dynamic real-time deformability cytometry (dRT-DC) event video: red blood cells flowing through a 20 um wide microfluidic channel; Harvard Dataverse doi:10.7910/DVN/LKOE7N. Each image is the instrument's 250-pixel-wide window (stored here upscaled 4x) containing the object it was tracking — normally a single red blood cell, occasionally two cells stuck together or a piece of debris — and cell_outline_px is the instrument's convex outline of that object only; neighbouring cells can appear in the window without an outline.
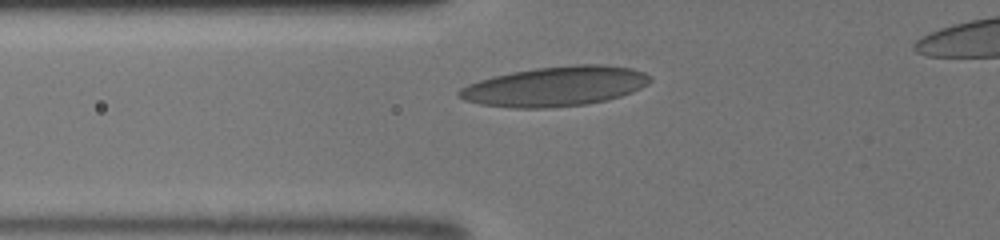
{"species": "human", "species_latin": "Homo sapiens", "temperature_condition": "room temperature", "stored_images_in_passage": 28, "camera_frame_rate_fps": 3000, "um_per_image_px": 0.085, "donor": {"sex": "male"}, "frame": {"image": 1, "passage_image": 2, "time_ms": 0.333, "image_size_px": [1000, 240], "cell_outline_px": [[652, 80], [648, 84], [632, 92], [608, 100], [588, 104], [552, 108], [512, 108], [480, 104], [464, 100], [456, 96], [456, 92], [460, 88], [468, 84], [480, 80], [512, 72], [536, 68], [572, 64], [604, 64], [632, 68], [644, 72], [652, 76]], "centroid_in_image_um": [47.21, 7.34], "position_along_channel_um": 78.6, "area_um2": 44.62}}
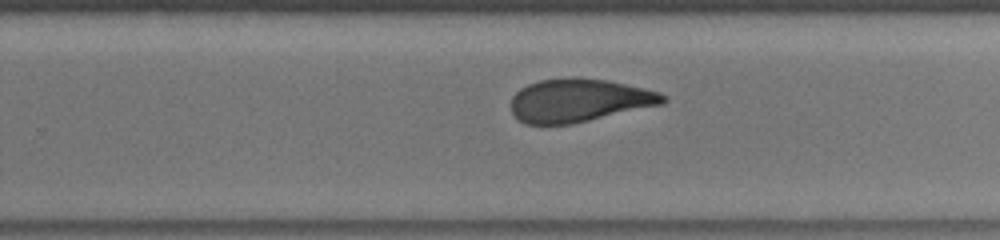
{"frame": {"image": 2, "passage_image": 15, "time_ms": 4.667, "image_size_px": [1000, 240], "cell_outline_px": [[668, 100], [664, 104], [572, 124], [524, 124], [516, 120], [512, 112], [512, 96], [520, 88], [528, 84], [540, 80], [572, 76], [608, 80], [660, 92], [668, 96]], "centroid_in_image_um": [49.22, 8.53], "position_along_channel_um": 280.6, "area_um2": 38.67}}
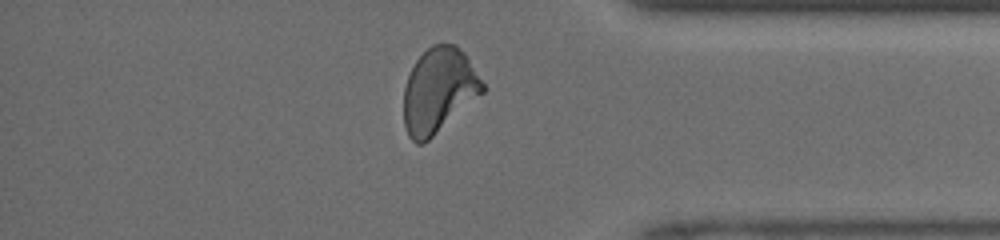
{"frame": {"image": 3, "passage_image": 23, "time_ms": 7.333, "image_size_px": [1000, 240], "cell_outline_px": [[484, 92], [424, 144], [416, 144], [408, 136], [404, 124], [404, 88], [408, 76], [416, 60], [432, 44], [456, 44], [464, 52], [484, 84]], "centroid_in_image_um": [37.28, 7.7], "position_along_channel_um": 397.9, "area_um2": 38.78}}